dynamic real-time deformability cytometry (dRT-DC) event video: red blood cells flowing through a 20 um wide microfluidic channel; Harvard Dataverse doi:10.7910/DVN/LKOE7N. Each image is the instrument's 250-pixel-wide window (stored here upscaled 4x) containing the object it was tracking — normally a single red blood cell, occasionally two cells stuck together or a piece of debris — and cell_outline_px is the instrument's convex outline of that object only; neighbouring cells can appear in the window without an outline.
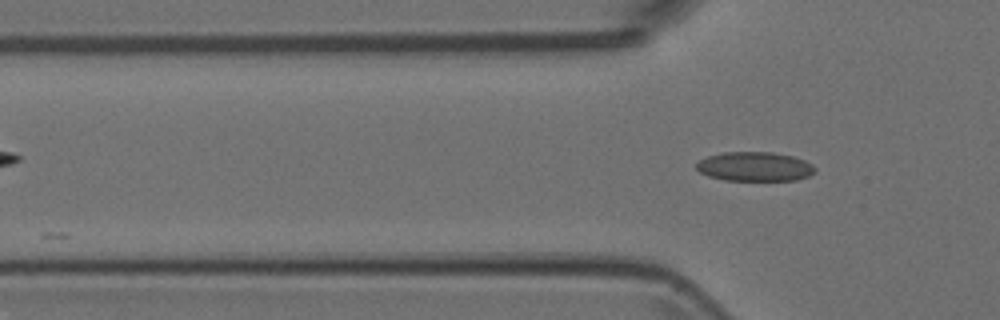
{"species": "Egyptian fruit bat (a non-hibernating species)", "species_latin": "Rousettus aegyptiacus", "temperature_condition": "room temperature", "stored_images_in_passage": 3, "camera_frame_rate_fps": 3000, "um_per_image_px": 0.085, "animal": {"sex": "female"}, "frame": {"image": 1, "passage_image": 3, "time_ms": 0.667, "image_size_px": [1000, 320], "cell_outline_px": [[816, 172], [808, 176], [796, 180], [724, 180], [708, 176], [700, 172], [696, 168], [696, 164], [700, 160], [708, 156], [724, 152], [772, 152], [792, 156], [804, 160], [812, 164], [816, 168]], "centroid_in_image_um": [64.17, 14.16], "position_along_channel_um": 61.6, "area_um2": 20.23}}